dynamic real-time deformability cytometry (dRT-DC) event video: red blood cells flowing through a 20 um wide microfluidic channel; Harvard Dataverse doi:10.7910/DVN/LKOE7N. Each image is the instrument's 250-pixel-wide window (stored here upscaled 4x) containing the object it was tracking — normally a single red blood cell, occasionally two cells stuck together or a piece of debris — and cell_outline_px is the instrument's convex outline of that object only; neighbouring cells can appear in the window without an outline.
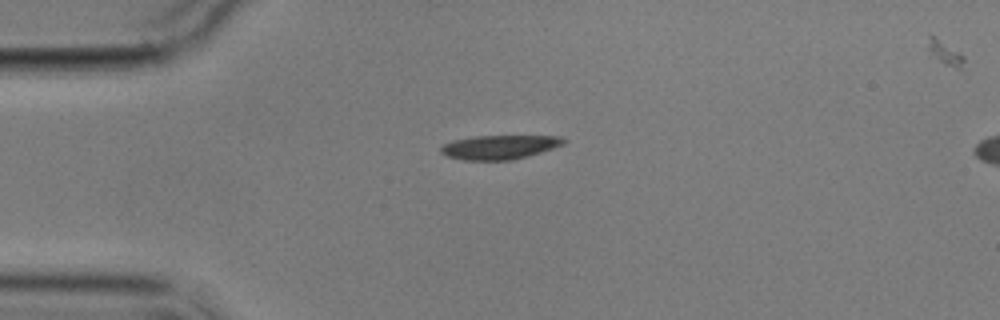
{"species": "common noctule bat (a hibernating species)", "species_latin": "Nyctalus noctula", "temperature_condition": "cold", "stored_images_in_passage": 3, "segment_of_instrument_passage": [1, 2], "camera_frame_rate_fps": 3000, "um_per_image_px": 0.085, "animal": {"sex": "male", "body_mass_g": 17.9}, "frame": {"image": 1, "passage_image": 1, "time_ms": 0.0, "image_size_px": [1000, 320], "cell_outline_px": [[568, 140], [564, 144], [528, 156], [508, 160], [464, 160], [448, 156], [440, 152], [440, 148], [444, 144], [452, 140], [472, 136], [560, 136]], "centroid_in_image_um": [42.45, 12.49], "position_along_channel_um": 42.6, "area_um2": 17.17}}